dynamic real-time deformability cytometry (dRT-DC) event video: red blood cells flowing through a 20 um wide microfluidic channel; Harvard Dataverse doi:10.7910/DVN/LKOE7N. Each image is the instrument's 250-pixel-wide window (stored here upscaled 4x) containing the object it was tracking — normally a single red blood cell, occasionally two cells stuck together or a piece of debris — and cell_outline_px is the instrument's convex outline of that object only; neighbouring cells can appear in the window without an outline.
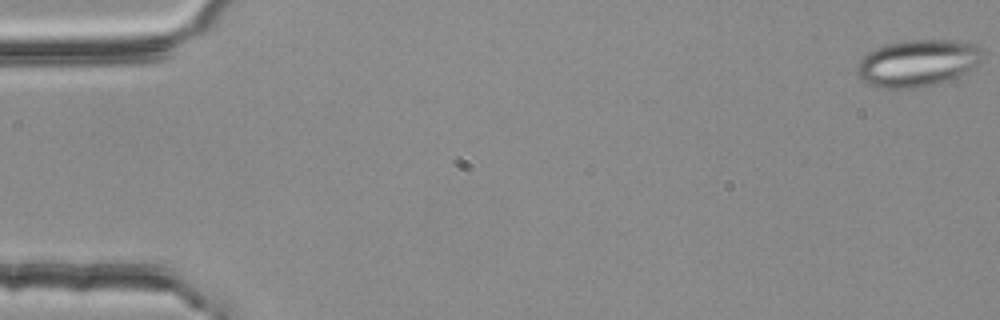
{"species": "common noctule bat (a hibernating species)", "species_latin": "Nyctalus noctula", "temperature_condition": "room temperature", "stored_images_in_passage": 3, "camera_frame_rate_fps": 3000, "um_per_image_px": 0.085, "animal": {"sex": "female", "body_mass_g": 25.1}, "frame": {"image": 1, "passage_image": 1, "time_ms": 0.0, "image_size_px": [1000, 320], "cell_outline_px": [[984, 60], [980, 64], [968, 72], [960, 76], [940, 84], [920, 88], [876, 88], [860, 80], [856, 72], [856, 68], [860, 60], [868, 52], [884, 44], [904, 40], [960, 40], [980, 44], [984, 52]], "centroid_in_image_um": [78.07, 5.36], "position_along_channel_um": 6.9, "area_um2": 35.49}}